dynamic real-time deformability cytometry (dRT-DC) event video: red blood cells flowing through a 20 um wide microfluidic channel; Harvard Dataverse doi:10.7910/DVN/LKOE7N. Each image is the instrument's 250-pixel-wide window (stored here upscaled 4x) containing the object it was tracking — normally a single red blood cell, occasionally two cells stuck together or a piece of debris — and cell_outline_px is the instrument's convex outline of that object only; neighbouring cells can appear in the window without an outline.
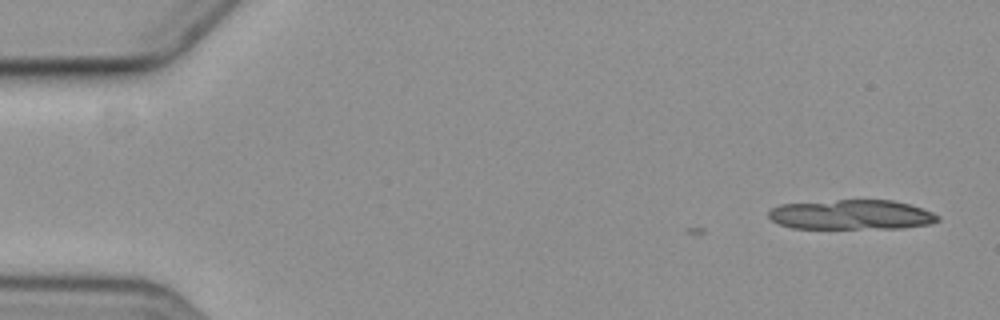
{"species": "common noctule bat (a hibernating species)", "species_latin": "Nyctalus noctula", "temperature_condition": "cold", "stored_images_in_passage": 14, "camera_frame_rate_fps": 3000, "um_per_image_px": 0.085, "animal": {"sex": "female", "body_mass_g": 19.3, "forearm_length_mm": 54.1}, "frame": {"image": 1, "passage_image": 1, "time_ms": 0.0, "image_size_px": [1000, 320], "cell_outline_px": [[940, 220], [932, 224], [904, 228], [792, 228], [780, 224], [772, 220], [768, 216], [768, 212], [772, 208], [780, 204], [836, 200], [892, 200], [908, 204], [932, 212], [940, 216]], "centroid_in_image_um": [72.39, 18.25], "position_along_channel_um": 12.6, "area_um2": 29.36}}